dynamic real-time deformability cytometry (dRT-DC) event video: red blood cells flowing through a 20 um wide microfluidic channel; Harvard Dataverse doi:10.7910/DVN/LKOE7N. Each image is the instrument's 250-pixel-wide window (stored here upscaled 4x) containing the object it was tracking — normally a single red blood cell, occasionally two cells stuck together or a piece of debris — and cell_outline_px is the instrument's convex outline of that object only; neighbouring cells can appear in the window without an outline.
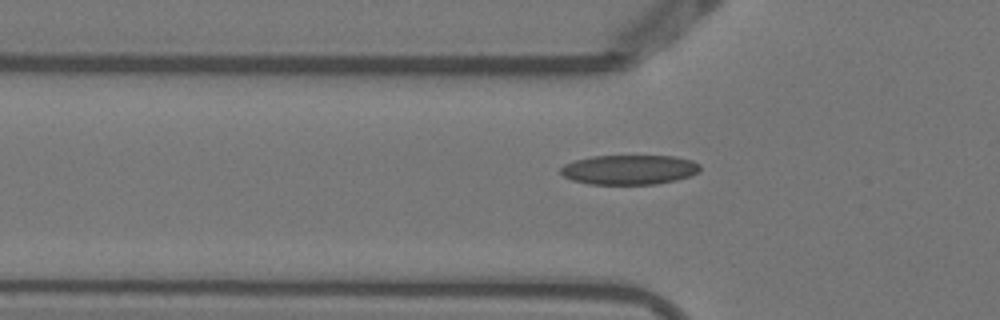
{"species": "Egyptian fruit bat (a non-hibernating species)", "species_latin": "Rousettus aegyptiacus", "temperature_condition": "warm", "stored_images_in_passage": 6, "camera_frame_rate_fps": 3000, "um_per_image_px": 0.085, "animal": {"sex": "female"}, "frame": {"image": 1, "passage_image": 6, "time_ms": 1.667, "image_size_px": [1000, 320], "cell_outline_px": [[700, 172], [676, 180], [656, 184], [588, 184], [572, 180], [564, 176], [560, 172], [560, 168], [564, 164], [576, 160], [592, 156], [676, 156], [692, 160], [700, 164]], "centroid_in_image_um": [53.5, 14.42], "position_along_channel_um": 72.3, "area_um2": 24.16}}